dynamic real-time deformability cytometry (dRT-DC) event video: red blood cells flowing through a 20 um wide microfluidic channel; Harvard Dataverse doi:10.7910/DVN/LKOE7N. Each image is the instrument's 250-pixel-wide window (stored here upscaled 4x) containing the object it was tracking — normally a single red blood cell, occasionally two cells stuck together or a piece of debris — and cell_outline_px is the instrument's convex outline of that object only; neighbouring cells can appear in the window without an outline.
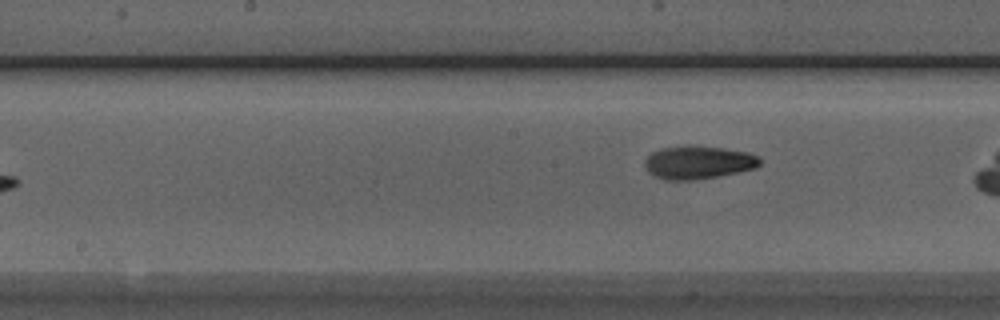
{"species": "Egyptian fruit bat (a non-hibernating species)", "species_latin": "Rousettus aegyptiacus", "temperature_condition": "room temperature", "stored_images_in_passage": 7, "camera_frame_rate_fps": 3000, "um_per_image_px": 0.085, "animal": {"sex": "male"}, "frame": {"image": 1, "passage_image": 7, "time_ms": 7.0, "image_size_px": [1000, 320], "cell_outline_px": [[760, 164], [756, 168], [716, 176], [692, 180], [664, 180], [648, 172], [644, 164], [644, 160], [652, 152], [660, 148], [688, 144], [724, 148], [748, 152], [756, 156], [760, 160]], "centroid_in_image_um": [59.31, 13.78], "position_along_channel_um": 188.9, "area_um2": 22.31}}